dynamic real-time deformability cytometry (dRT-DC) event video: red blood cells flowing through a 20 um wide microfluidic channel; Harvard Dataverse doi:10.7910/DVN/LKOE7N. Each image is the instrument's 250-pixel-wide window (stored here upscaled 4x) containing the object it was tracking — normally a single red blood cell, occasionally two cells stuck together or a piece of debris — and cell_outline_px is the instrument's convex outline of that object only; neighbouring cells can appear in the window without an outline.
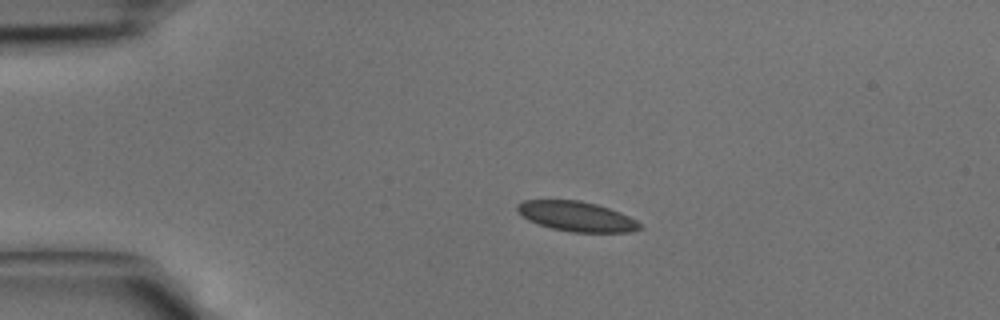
{"species": "common noctule bat (a hibernating species)", "species_latin": "Nyctalus noctula", "temperature_condition": "cold", "stored_images_in_passage": 34, "camera_frame_rate_fps": 3000, "um_per_image_px": 0.085, "animal": {"sex": "male", "body_mass_g": 15.6}, "frame": {"image": 1, "passage_image": 1, "time_ms": 0.0, "image_size_px": [1000, 320], "cell_outline_px": [[640, 228], [632, 232], [572, 232], [552, 228], [528, 220], [516, 208], [516, 204], [524, 200], [580, 200], [596, 204], [620, 212], [636, 220], [640, 224]], "centroid_in_image_um": [49.01, 18.39], "position_along_channel_um": 36.0, "area_um2": 21.1}}
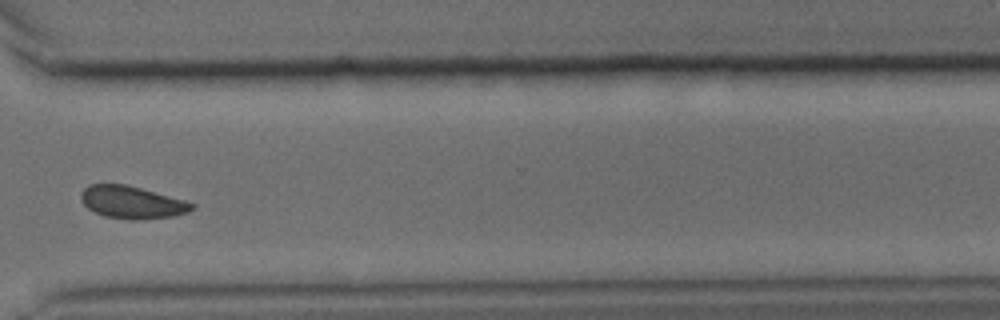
{"frame": {"image": 2, "passage_image": 24, "time_ms": 7.667, "image_size_px": [1000, 320], "cell_outline_px": [[196, 204], [188, 212], [172, 216], [144, 220], [136, 220], [104, 216], [88, 208], [80, 200], [80, 192], [88, 184], [124, 184], [140, 188], [184, 200]], "centroid_in_image_um": [11.18, 17.19], "position_along_channel_um": 359.4, "area_um2": 20.87}}
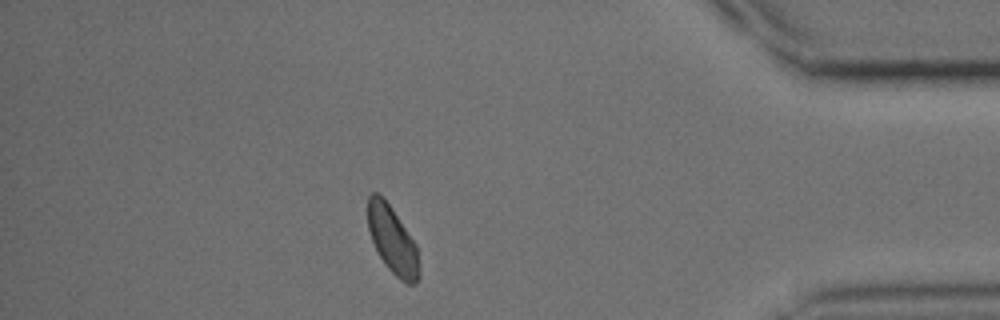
{"frame": {"image": 3, "passage_image": 29, "time_ms": 9.333, "image_size_px": [1000, 320], "cell_outline_px": [[420, 276], [416, 284], [408, 284], [400, 280], [384, 264], [372, 240], [368, 228], [368, 196], [372, 192], [376, 192], [392, 208], [416, 244], [420, 268]], "centroid_in_image_um": [33.38, 20.45], "position_along_channel_um": 401.8, "area_um2": 20.0}}